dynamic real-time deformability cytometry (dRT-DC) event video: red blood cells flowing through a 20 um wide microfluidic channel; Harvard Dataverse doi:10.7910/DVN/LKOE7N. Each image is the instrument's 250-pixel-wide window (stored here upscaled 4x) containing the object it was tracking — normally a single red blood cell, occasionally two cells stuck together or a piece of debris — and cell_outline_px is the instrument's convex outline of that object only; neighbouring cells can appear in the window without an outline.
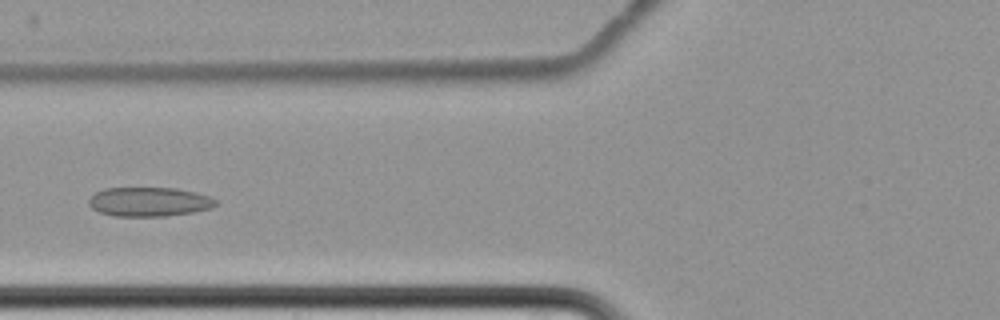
{"species": "common noctule bat (a hibernating species)", "species_latin": "Nyctalus noctula", "temperature_condition": "cold", "stored_images_in_passage": 17, "camera_frame_rate_fps": 3000, "um_per_image_px": 0.085, "animal": {"sex": "female", "body_mass_g": 22.7, "forearm_length_mm": 54.2}, "frame": {"image": 1, "passage_image": 8, "time_ms": 9.333, "image_size_px": [1000, 320], "cell_outline_px": [[216, 204], [212, 208], [192, 212], [164, 216], [112, 216], [100, 212], [92, 208], [88, 204], [88, 200], [96, 192], [104, 188], [176, 188], [196, 192], [212, 196], [216, 200]], "centroid_in_image_um": [12.68, 17.15], "position_along_channel_um": 113.1, "area_um2": 21.68}}
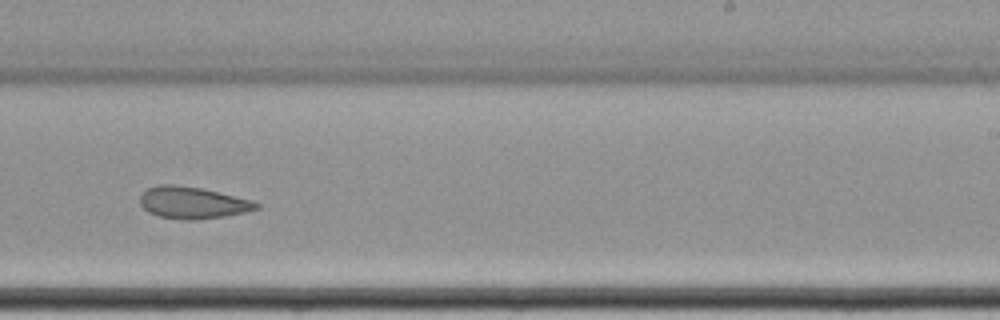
{"frame": {"image": 2, "passage_image": 12, "time_ms": 14.0, "image_size_px": [1000, 320], "cell_outline_px": [[260, 208], [244, 212], [224, 216], [196, 220], [184, 220], [160, 216], [148, 212], [140, 204], [140, 196], [148, 188], [160, 184], [172, 184], [200, 188], [252, 200], [260, 204]], "centroid_in_image_um": [16.36, 17.23], "position_along_channel_um": 272.6, "area_um2": 21.39}}
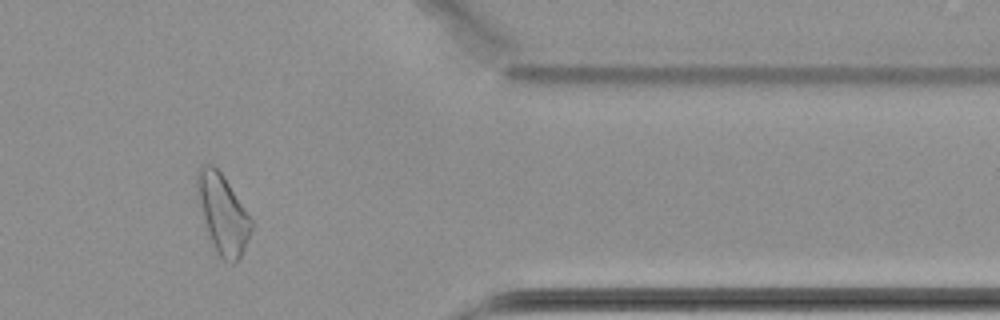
{"frame": {"image": 3, "passage_image": 15, "time_ms": 18.0, "image_size_px": [1000, 320], "cell_outline_px": [[252, 228], [248, 240], [236, 264], [232, 264], [224, 260], [220, 256], [208, 232], [196, 188], [196, 172], [200, 164], [212, 164], [224, 176], [252, 220]], "centroid_in_image_um": [18.94, 18.14], "position_along_channel_um": 392.5, "area_um2": 24.33}}